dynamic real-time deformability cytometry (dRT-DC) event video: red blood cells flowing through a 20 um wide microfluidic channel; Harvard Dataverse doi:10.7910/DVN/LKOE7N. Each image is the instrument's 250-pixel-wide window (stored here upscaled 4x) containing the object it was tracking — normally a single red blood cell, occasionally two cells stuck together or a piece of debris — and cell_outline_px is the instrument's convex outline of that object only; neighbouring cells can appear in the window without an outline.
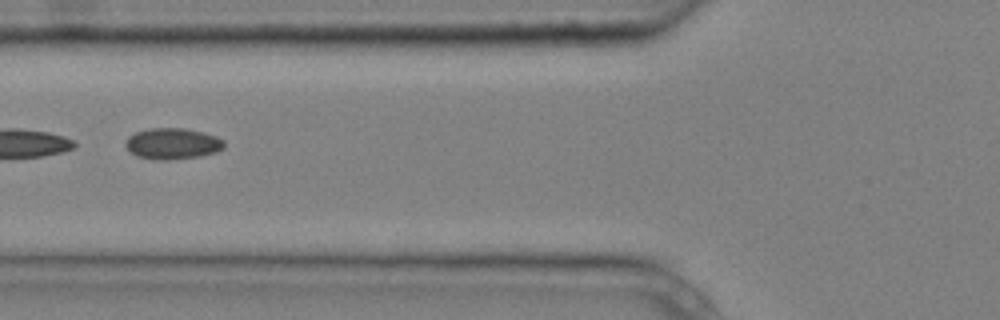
{"species": "common noctule bat (a hibernating species)", "species_latin": "Nyctalus noctula", "temperature_condition": "cold", "stored_images_in_passage": 5, "camera_frame_rate_fps": 3000, "um_per_image_px": 0.085, "animal": {"sex": "male", "body_mass_g": 20.4}, "frame": {"image": 1, "passage_image": 2, "time_ms": 0.333, "image_size_px": [1000, 320], "cell_outline_px": [[224, 148], [216, 152], [200, 156], [168, 160], [160, 160], [136, 156], [124, 144], [128, 136], [136, 132], [148, 128], [184, 128], [204, 132], [216, 136], [224, 140]], "centroid_in_image_um": [14.68, 12.2], "position_along_channel_um": 111.1, "area_um2": 17.92}}